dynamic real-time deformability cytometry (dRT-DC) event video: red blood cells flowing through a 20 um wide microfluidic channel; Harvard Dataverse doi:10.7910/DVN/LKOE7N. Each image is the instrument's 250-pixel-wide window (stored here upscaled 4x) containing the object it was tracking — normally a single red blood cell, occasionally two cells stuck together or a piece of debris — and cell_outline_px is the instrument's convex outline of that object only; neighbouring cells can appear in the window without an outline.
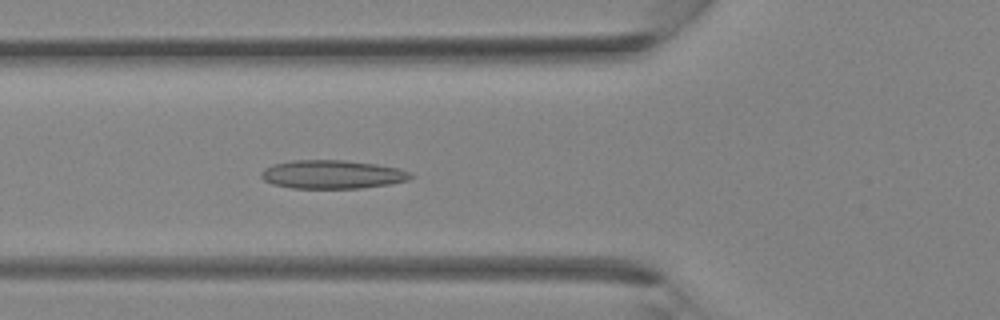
{"species": "Egyptian fruit bat (a non-hibernating species)", "species_latin": "Rousettus aegyptiacus", "temperature_condition": "room temperature", "stored_images_in_passage": 35, "camera_frame_rate_fps": 3000, "um_per_image_px": 0.085, "animal": {"sex": "female"}, "frame": {"image": 1, "passage_image": 12, "time_ms": 3.667, "image_size_px": [1000, 320], "cell_outline_px": [[416, 176], [408, 180], [388, 184], [360, 188], [292, 188], [272, 184], [264, 180], [260, 176], [260, 172], [264, 168], [272, 164], [292, 160], [344, 160], [376, 164], [400, 168], [412, 172]], "centroid_in_image_um": [28.25, 14.82], "position_along_channel_um": 97.5, "area_um2": 25.09}}
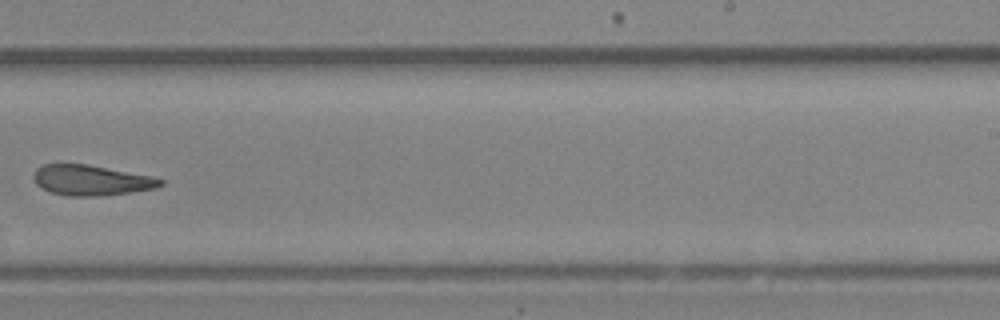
{"frame": {"image": 2, "passage_image": 22, "time_ms": 7.0, "image_size_px": [1000, 320], "cell_outline_px": [[164, 184], [156, 188], [132, 192], [100, 196], [68, 196], [52, 192], [40, 188], [36, 184], [32, 176], [36, 168], [44, 164], [88, 164], [152, 176], [164, 180]], "centroid_in_image_um": [7.75, 15.32], "position_along_channel_um": 281.3, "area_um2": 22.6}}
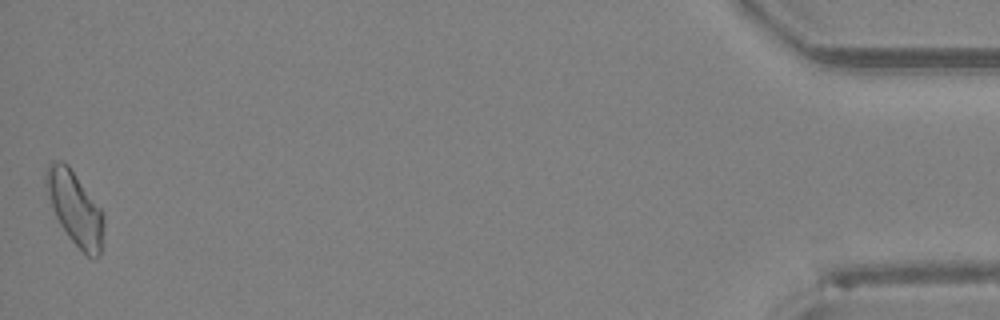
{"frame": {"image": 3, "passage_image": 35, "time_ms": 11.333, "image_size_px": [1000, 320], "cell_outline_px": [[104, 224], [100, 256], [96, 260], [92, 260], [68, 236], [60, 224], [56, 216], [44, 188], [44, 176], [48, 164], [52, 160], [64, 160], [68, 164], [100, 208], [104, 216]], "centroid_in_image_um": [6.35, 17.67], "position_along_channel_um": 428.8, "area_um2": 24.8}}